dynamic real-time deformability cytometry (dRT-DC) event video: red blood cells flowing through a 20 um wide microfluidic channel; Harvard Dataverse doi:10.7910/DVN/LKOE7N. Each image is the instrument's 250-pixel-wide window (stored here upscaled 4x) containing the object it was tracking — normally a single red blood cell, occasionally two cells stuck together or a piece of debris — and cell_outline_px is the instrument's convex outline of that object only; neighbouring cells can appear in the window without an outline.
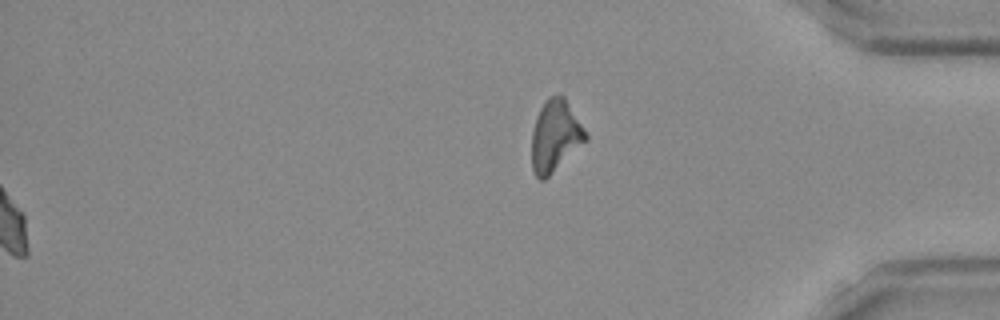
{"species": "Egyptian fruit bat (a non-hibernating species)", "species_latin": "Rousettus aegyptiacus", "temperature_condition": "room temperature", "stored_images_in_passage": 38, "segment_of_instrument_passage": [2, 2], "camera_frame_rate_fps": 3000, "um_per_image_px": 0.085, "frame": {"image": 1, "passage_image": 38, "time_ms": 12.333, "image_size_px": [1000, 320], "cell_outline_px": [[588, 140], [544, 180], [540, 180], [536, 176], [532, 168], [532, 132], [536, 116], [544, 100], [548, 96], [560, 92], [564, 96], [588, 136]], "centroid_in_image_um": [47.18, 11.52], "position_along_channel_um": 388.0, "area_um2": 22.54}}